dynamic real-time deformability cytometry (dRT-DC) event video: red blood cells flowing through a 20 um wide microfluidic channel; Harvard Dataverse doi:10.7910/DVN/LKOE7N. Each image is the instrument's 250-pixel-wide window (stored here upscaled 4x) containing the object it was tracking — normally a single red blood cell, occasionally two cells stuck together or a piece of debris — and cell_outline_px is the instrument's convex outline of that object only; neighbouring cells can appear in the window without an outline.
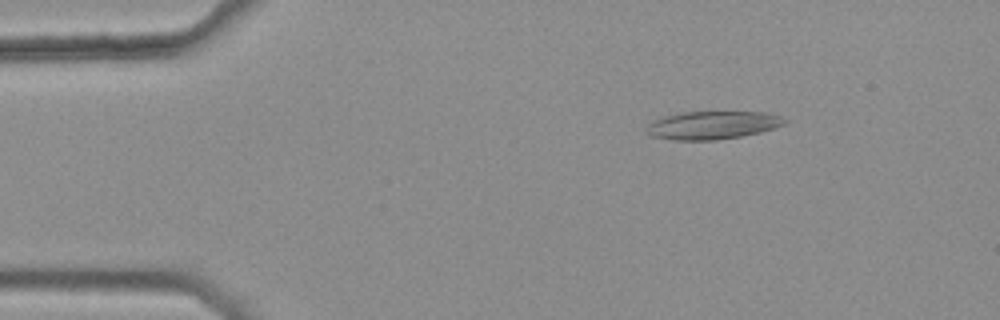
{"species": "common noctule bat (a hibernating species)", "species_latin": "Nyctalus noctula", "temperature_condition": "warm", "stored_images_in_passage": 47, "camera_frame_rate_fps": 3000, "um_per_image_px": 0.085, "animal": {"sex": "female", "body_mass_g": 25.1}, "frame": {"image": 1, "passage_image": 7, "time_ms": 2.0, "image_size_px": [1000, 320], "cell_outline_px": [[788, 120], [784, 124], [760, 132], [740, 136], [716, 140], [676, 140], [652, 136], [648, 132], [648, 124], [652, 120], [664, 116], [680, 112], [764, 112], [780, 116]], "centroid_in_image_um": [60.55, 10.63], "position_along_channel_um": 24.4, "area_um2": 22.37}}
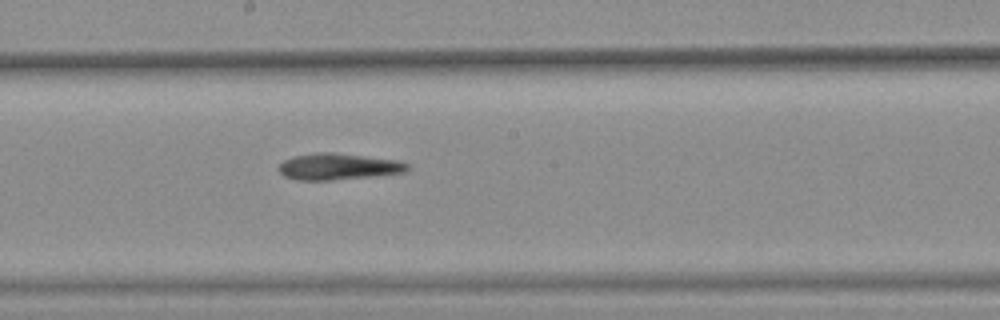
{"frame": {"image": 2, "passage_image": 28, "time_ms": 9.0, "image_size_px": [1000, 320], "cell_outline_px": [[412, 168], [404, 172], [372, 176], [332, 180], [296, 180], [284, 176], [276, 168], [284, 160], [296, 156], [316, 152], [336, 152], [396, 160], [408, 164]], "centroid_in_image_um": [28.74, 14.16], "position_along_channel_um": 219.5, "area_um2": 19.83}}
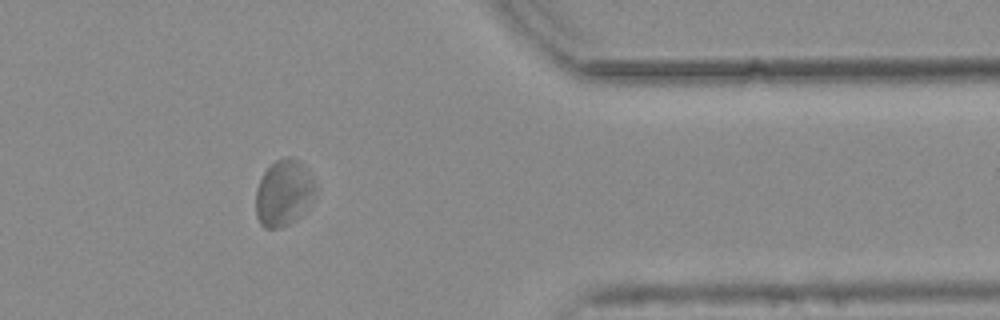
{"frame": {"image": 3, "passage_image": 43, "time_ms": 14.0, "image_size_px": [1000, 320], "cell_outline_px": [[316, 192], [312, 204], [296, 220], [280, 228], [264, 228], [260, 224], [256, 216], [256, 188], [264, 172], [276, 160], [284, 156], [292, 156], [300, 160], [304, 164], [312, 176], [316, 184]], "centroid_in_image_um": [24.15, 16.39], "position_along_channel_um": 387.2, "area_um2": 23.58}, "authors_computed_cell_mechanics": {"area_um2": 20.808, "velocity_mm_per_s": 3.729, "shape_relaxation_time_tau1_ms": null, "shape_relaxation_time_tau2_ms": 4.8554, "deformation_change_tau1": null, "deformation_change_tau2": 0.1153}}